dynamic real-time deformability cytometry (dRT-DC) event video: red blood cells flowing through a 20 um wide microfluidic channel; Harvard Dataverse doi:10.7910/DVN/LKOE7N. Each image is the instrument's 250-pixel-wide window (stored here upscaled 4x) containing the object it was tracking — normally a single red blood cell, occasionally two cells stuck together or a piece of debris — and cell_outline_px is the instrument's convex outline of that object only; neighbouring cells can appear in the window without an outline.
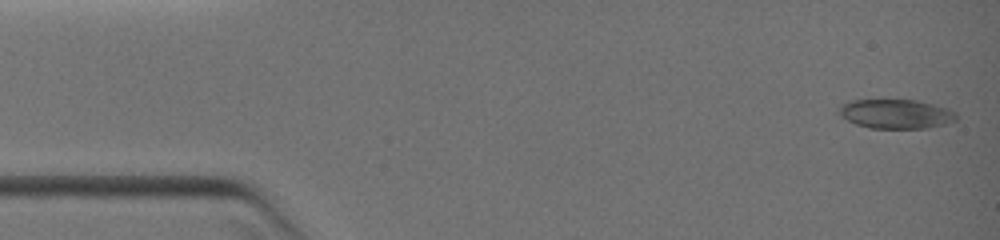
{"species": "common noctule bat (a hibernating species)", "species_latin": "Nyctalus noctula", "temperature_condition": "warm", "stored_images_in_passage": 8, "camera_frame_rate_fps": 3000, "um_per_image_px": 0.085, "animal": {"sex": "female", "body_mass_g": 19.0, "forearm_length_mm": 51.5}, "frame": {"image": 1, "passage_image": 1, "time_ms": 0.0, "image_size_px": [1000, 240], "cell_outline_px": [[956, 120], [944, 124], [928, 128], [868, 128], [856, 124], [840, 116], [836, 112], [840, 104], [848, 100], [884, 96], [916, 100], [948, 108], [956, 112]], "centroid_in_image_um": [76.05, 9.62], "position_along_channel_um": 8.9, "area_um2": 21.15}}
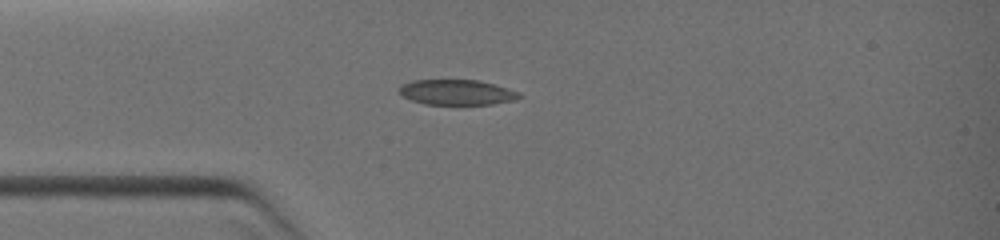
{"frame": {"image": 2, "passage_image": 5, "time_ms": 3.0, "image_size_px": [1000, 240], "cell_outline_px": [[524, 96], [516, 100], [492, 104], [424, 104], [412, 100], [404, 96], [400, 92], [400, 84], [412, 80], [480, 80], [508, 88], [520, 92]], "centroid_in_image_um": [38.88, 7.84], "position_along_channel_um": 46.1, "area_um2": 17.74}}
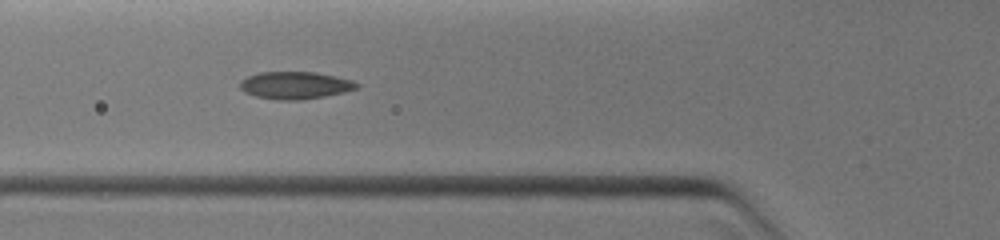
{"frame": {"image": 3, "passage_image": 7, "time_ms": 4.333, "image_size_px": [1000, 240], "cell_outline_px": [[360, 84], [356, 88], [344, 92], [324, 96], [300, 100], [276, 100], [256, 96], [244, 92], [240, 88], [240, 80], [248, 76], [260, 72], [316, 72], [336, 76], [352, 80]], "centroid_in_image_um": [25.07, 7.25], "position_along_channel_um": 100.7, "area_um2": 18.61}}